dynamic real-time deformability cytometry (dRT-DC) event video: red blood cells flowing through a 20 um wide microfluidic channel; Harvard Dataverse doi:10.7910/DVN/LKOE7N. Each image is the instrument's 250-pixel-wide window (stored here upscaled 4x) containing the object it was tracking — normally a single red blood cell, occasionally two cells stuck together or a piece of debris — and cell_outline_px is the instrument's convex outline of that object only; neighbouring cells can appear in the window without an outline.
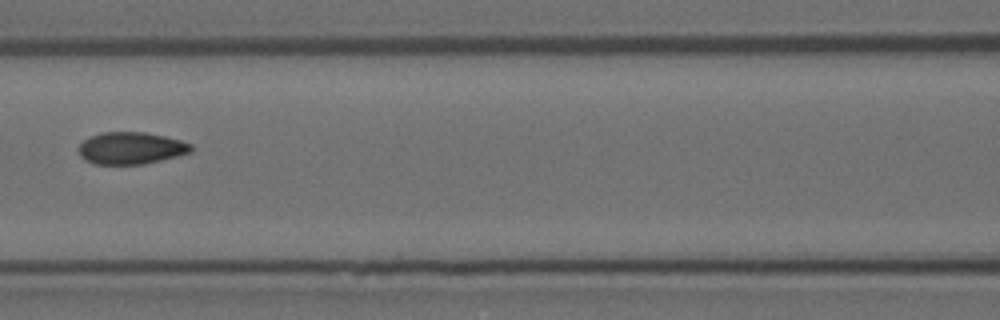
{"species": "Egyptian fruit bat (a non-hibernating species)", "species_latin": "Rousettus aegyptiacus", "temperature_condition": "room temperature", "stored_images_in_passage": 7, "camera_frame_rate_fps": 3000, "um_per_image_px": 0.085, "animal": {"sex": "female"}, "frame": {"image": 1, "passage_image": 7, "time_ms": 2.0, "image_size_px": [1000, 320], "cell_outline_px": [[192, 152], [144, 164], [92, 164], [84, 160], [80, 156], [80, 144], [84, 140], [100, 132], [144, 132], [164, 136], [180, 140], [192, 144]], "centroid_in_image_um": [11.13, 12.59], "position_along_channel_um": 155.5, "area_um2": 20.92}}